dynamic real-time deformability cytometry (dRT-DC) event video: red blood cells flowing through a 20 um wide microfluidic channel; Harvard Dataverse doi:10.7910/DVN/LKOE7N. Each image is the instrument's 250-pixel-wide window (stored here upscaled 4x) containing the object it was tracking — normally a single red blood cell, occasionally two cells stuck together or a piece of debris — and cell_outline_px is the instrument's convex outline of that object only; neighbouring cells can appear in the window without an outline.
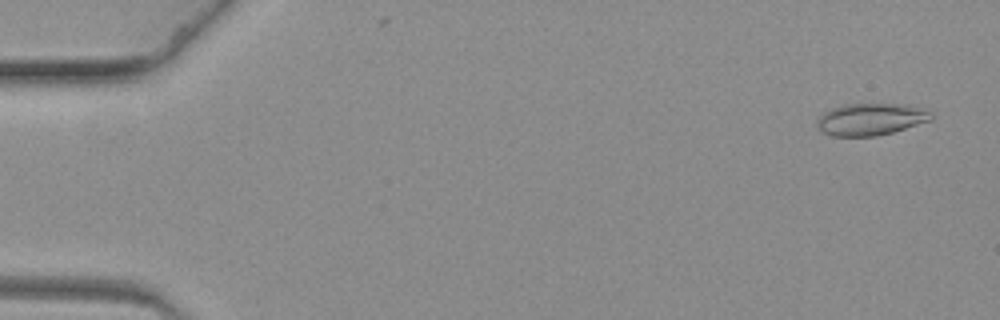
{"species": "common noctule bat (a hibernating species)", "species_latin": "Nyctalus noctula", "temperature_condition": "warm", "stored_images_in_passage": 63, "camera_frame_rate_fps": 3000, "um_per_image_px": 0.085, "animal": {"sex": "female", "body_mass_g": 19.3, "forearm_length_mm": 54.1}, "frame": {"image": 1, "passage_image": 2, "time_ms": 0.333, "image_size_px": [1000, 320], "cell_outline_px": [[932, 120], [892, 132], [876, 136], [832, 136], [820, 132], [816, 124], [820, 116], [824, 112], [832, 108], [844, 104], [908, 104], [924, 108], [932, 112]], "centroid_in_image_um": [74.02, 10.13], "position_along_channel_um": 11.0, "area_um2": 21.44}}
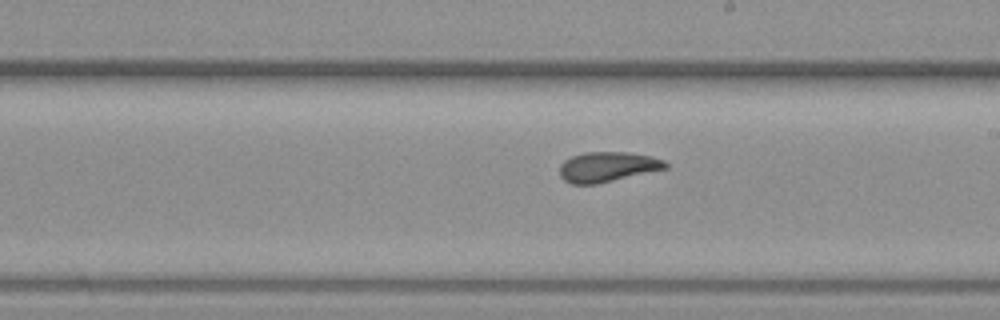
{"frame": {"image": 2, "passage_image": 36, "time_ms": 11.667, "image_size_px": [1000, 320], "cell_outline_px": [[668, 168], [596, 184], [572, 184], [564, 180], [560, 176], [560, 164], [564, 160], [572, 156], [584, 152], [628, 152], [652, 156], [664, 160], [668, 164]], "centroid_in_image_um": [51.63, 14.17], "position_along_channel_um": 237.4, "area_um2": 18.55}}
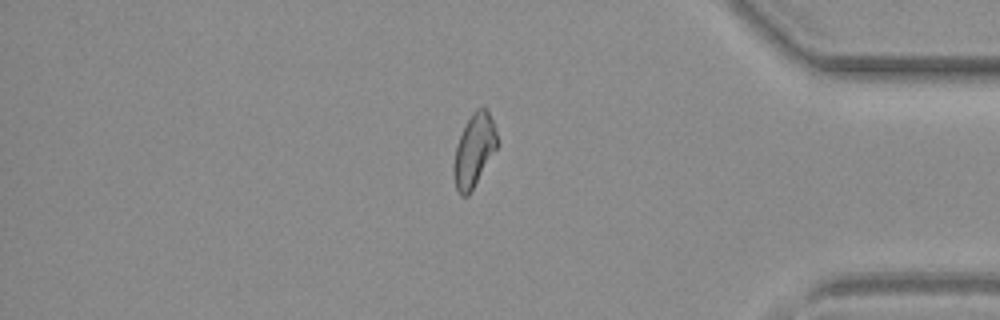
{"frame": {"image": 3, "passage_image": 53, "time_ms": 17.333, "image_size_px": [1000, 320], "cell_outline_px": [[496, 148], [468, 196], [460, 196], [456, 188], [452, 172], [452, 164], [456, 144], [472, 112], [476, 108], [488, 108], [496, 132]], "centroid_in_image_um": [40.25, 12.79], "position_along_channel_um": 395.0, "area_um2": 18.15}}